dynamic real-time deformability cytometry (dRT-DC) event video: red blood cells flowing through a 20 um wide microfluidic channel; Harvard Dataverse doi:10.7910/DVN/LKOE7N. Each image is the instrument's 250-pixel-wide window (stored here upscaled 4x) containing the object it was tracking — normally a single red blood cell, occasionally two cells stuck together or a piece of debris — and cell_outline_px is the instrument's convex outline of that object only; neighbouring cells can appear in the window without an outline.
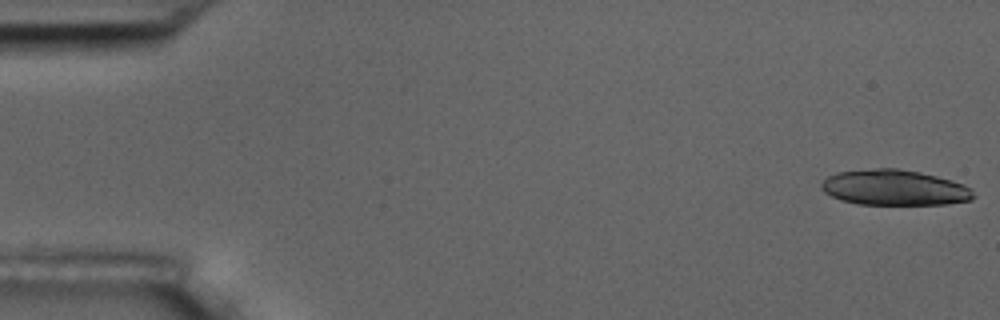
{"species": "common noctule bat (a hibernating species)", "species_latin": "Nyctalus noctula", "temperature_condition": "room temperature", "stored_images_in_passage": 20, "camera_frame_rate_fps": 3000, "um_per_image_px": 0.085, "animal": {"sex": "male", "body_mass_g": 17.5, "forearm_length_mm": 52.3}, "frame": {"image": 1, "passage_image": 1, "time_ms": 0.0, "image_size_px": [1000, 320], "cell_outline_px": [[976, 196], [972, 200], [948, 204], [856, 204], [840, 200], [824, 192], [820, 188], [820, 184], [828, 176], [836, 172], [876, 168], [896, 168], [920, 172], [952, 180], [964, 184]], "centroid_in_image_um": [76.01, 15.95], "position_along_channel_um": 9.0, "area_um2": 31.56}}
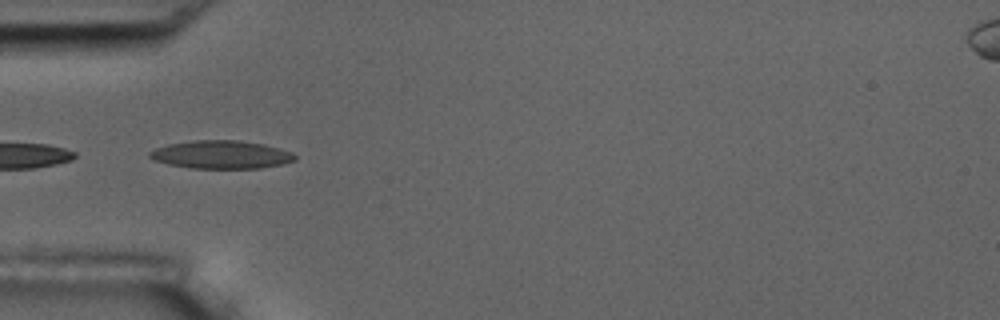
{"frame": {"image": 2, "passage_image": 18, "time_ms": 5.667, "image_size_px": [1000, 320], "cell_outline_px": [[296, 160], [284, 164], [260, 168], [188, 168], [168, 164], [156, 160], [148, 156], [148, 152], [156, 148], [168, 144], [196, 140], [236, 140], [264, 144], [292, 152], [296, 156]], "centroid_in_image_um": [18.82, 13.14], "position_along_channel_um": 66.2, "area_um2": 23.76}}